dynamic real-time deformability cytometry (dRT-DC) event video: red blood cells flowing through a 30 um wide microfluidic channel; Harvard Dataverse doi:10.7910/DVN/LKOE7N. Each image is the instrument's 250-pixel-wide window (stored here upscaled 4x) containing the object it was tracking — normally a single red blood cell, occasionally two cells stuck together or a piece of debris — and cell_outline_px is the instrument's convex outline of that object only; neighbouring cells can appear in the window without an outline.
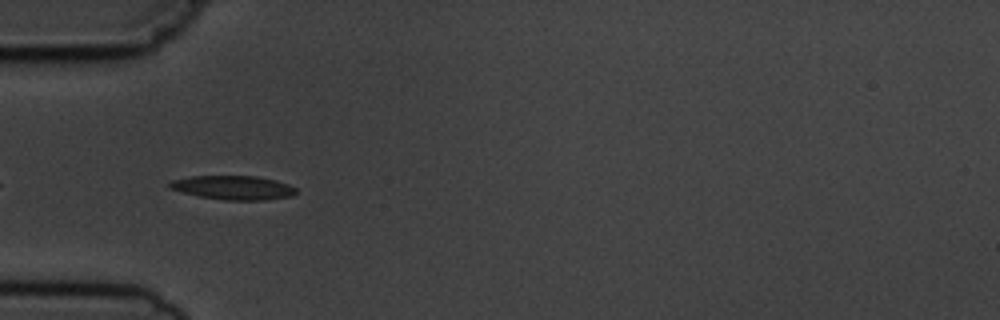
{"species": "common noctule bat (a hibernating species)", "species_latin": "Nyctalus noctula", "temperature_condition": "cold", "stored_images_in_passage": 6, "camera_frame_rate_fps": 3000, "um_per_image_px": 0.085, "animal": {"sex": "male", "body_mass_g": 19.5, "forearm_length_mm": 54.6}, "frame": {"image": 1, "passage_image": 4, "time_ms": 3.667, "image_size_px": [1000, 320], "cell_outline_px": [[296, 192], [292, 196], [264, 200], [224, 200], [200, 196], [168, 188], [168, 184], [172, 180], [192, 176], [256, 176], [276, 180], [288, 184], [296, 188]], "centroid_in_image_um": [19.84, 15.94], "position_along_channel_um": 65.2, "area_um2": 17.57}}
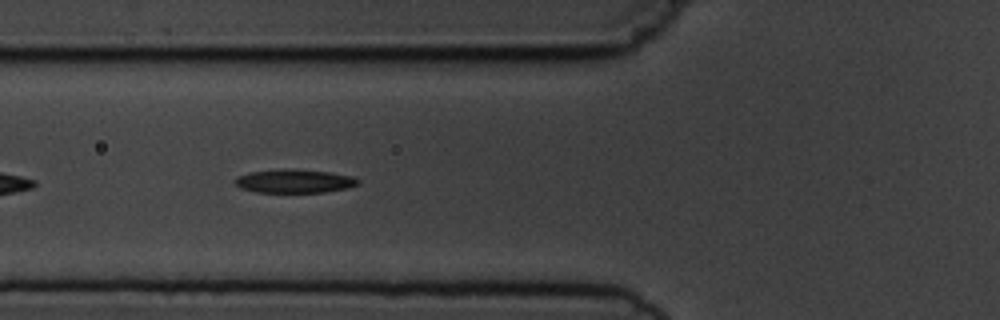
{"frame": {"image": 2, "passage_image": 5, "time_ms": 4.667, "image_size_px": [1000, 320], "cell_outline_px": [[360, 180], [356, 184], [348, 188], [324, 192], [256, 192], [240, 188], [236, 184], [236, 176], [248, 172], [284, 168], [332, 172], [352, 176]], "centroid_in_image_um": [25.01, 15.38], "position_along_channel_um": 100.8, "area_um2": 16.94}}
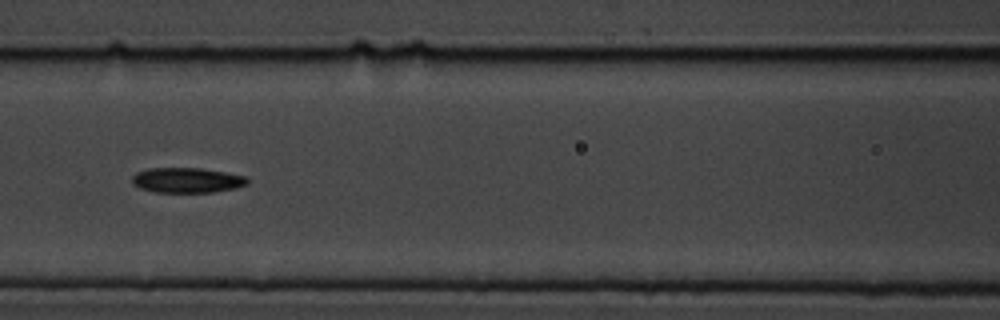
{"frame": {"image": 3, "passage_image": 6, "time_ms": 6.0, "image_size_px": [1000, 320], "cell_outline_px": [[248, 184], [236, 188], [212, 192], [156, 192], [140, 188], [132, 184], [132, 176], [136, 172], [148, 168], [200, 168], [224, 172], [244, 176], [248, 180]], "centroid_in_image_um": [15.86, 15.31], "position_along_channel_um": 150.7, "area_um2": 16.82}}